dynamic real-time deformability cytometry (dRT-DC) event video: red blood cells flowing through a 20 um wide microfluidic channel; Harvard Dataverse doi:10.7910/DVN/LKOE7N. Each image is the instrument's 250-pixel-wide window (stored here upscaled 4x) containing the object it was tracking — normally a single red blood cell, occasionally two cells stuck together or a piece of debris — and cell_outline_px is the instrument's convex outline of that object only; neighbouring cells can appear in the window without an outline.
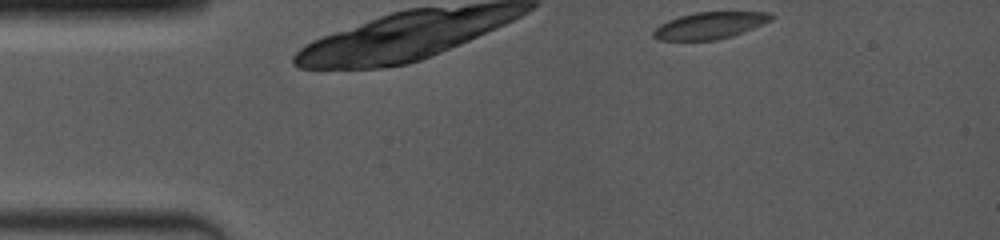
{"species": "common noctule bat (a hibernating species)", "species_latin": "Nyctalus noctula", "temperature_condition": "room temperature", "stored_images_in_passage": 5, "camera_frame_rate_fps": 4000, "um_per_image_px": 0.085, "animal": {"sex": "female", "body_mass_g": 19.0, "forearm_length_mm": 53.3}, "frame": {"image": 1, "passage_image": 1, "time_ms": 0.0, "image_size_px": [1000, 240], "cell_outline_px": [[772, 20], [732, 36], [716, 40], [656, 40], [652, 36], [652, 32], [660, 24], [668, 20], [680, 16], [696, 12], [772, 12]], "centroid_in_image_um": [60.3, 2.17], "position_along_channel_um": 24.7, "area_um2": 18.26}}
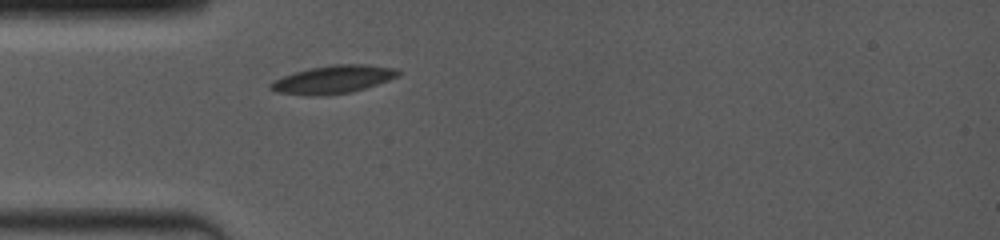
{"frame": {"image": 2, "passage_image": 5, "time_ms": 2.5, "image_size_px": [1000, 240], "cell_outline_px": [[400, 76], [352, 92], [324, 96], [312, 96], [276, 92], [268, 88], [268, 84], [284, 76], [296, 72], [312, 68], [332, 64], [364, 64], [396, 68], [400, 72]], "centroid_in_image_um": [28.32, 6.76], "position_along_channel_um": 56.7, "area_um2": 20.75}}